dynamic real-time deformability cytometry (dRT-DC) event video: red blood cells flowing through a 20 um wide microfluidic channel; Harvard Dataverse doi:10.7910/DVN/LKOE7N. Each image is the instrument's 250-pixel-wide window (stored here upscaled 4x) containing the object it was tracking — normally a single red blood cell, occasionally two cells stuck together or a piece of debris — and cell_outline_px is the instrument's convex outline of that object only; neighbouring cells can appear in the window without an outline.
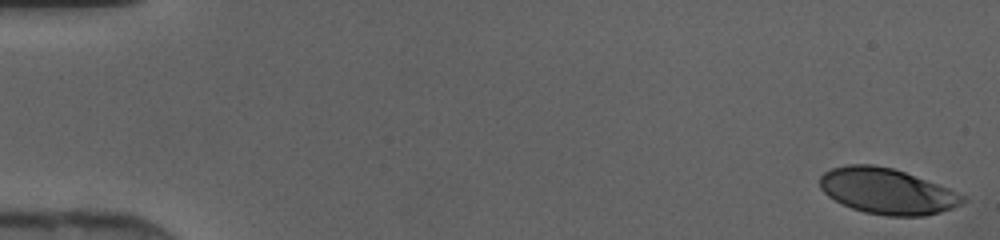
{"species": "human", "species_latin": "Homo sapiens", "temperature_condition": "cold", "stored_images_in_passage": 46, "camera_frame_rate_fps": 3000, "um_per_image_px": 0.085, "donor": {"sex": "female"}, "frame": {"image": 1, "passage_image": 1, "time_ms": 0.0, "image_size_px": [1000, 240], "cell_outline_px": [[968, 200], [964, 204], [940, 212], [924, 216], [888, 216], [864, 212], [852, 208], [828, 196], [820, 188], [820, 176], [824, 172], [832, 168], [848, 164], [872, 164], [892, 168], [904, 172], [948, 188], [968, 196]], "centroid_in_image_um": [75.44, 16.25], "position_along_channel_um": 9.6, "area_um2": 38.09}}
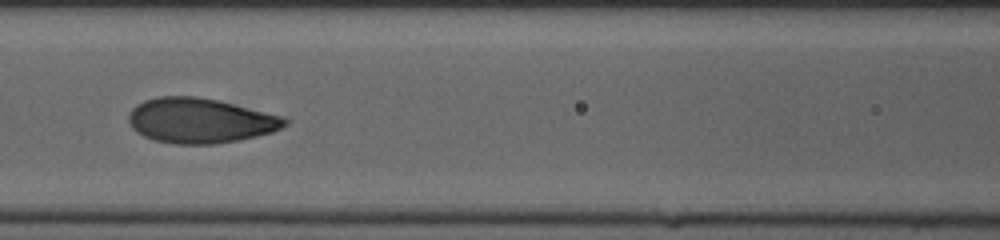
{"frame": {"image": 2, "passage_image": 21, "time_ms": 6.667, "image_size_px": [1000, 240], "cell_outline_px": [[288, 124], [272, 132], [240, 140], [216, 144], [172, 144], [156, 140], [144, 136], [136, 132], [132, 128], [128, 120], [128, 116], [132, 108], [136, 104], [144, 100], [160, 96], [196, 96], [216, 100], [284, 116], [288, 120]], "centroid_in_image_um": [17.0, 10.25], "position_along_channel_um": 149.6, "area_um2": 40.98}}
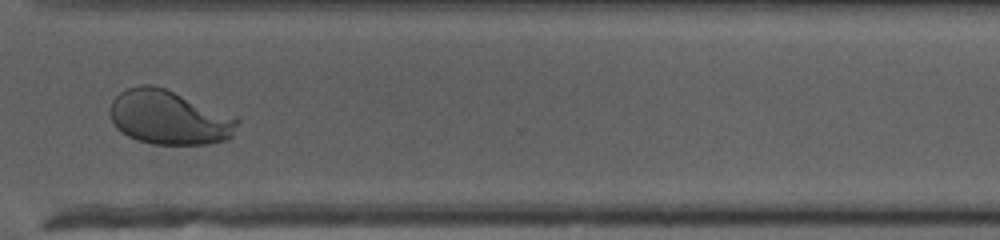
{"frame": {"image": 3, "passage_image": 35, "time_ms": 11.333, "image_size_px": [1000, 240], "cell_outline_px": [[240, 120], [232, 136], [228, 140], [208, 144], [152, 144], [136, 140], [128, 136], [116, 128], [108, 112], [108, 108], [112, 100], [120, 92], [128, 88], [140, 84], [152, 84], [164, 88], [236, 116]], "centroid_in_image_um": [14.36, 9.99], "position_along_channel_um": 356.2, "area_um2": 40.52}}